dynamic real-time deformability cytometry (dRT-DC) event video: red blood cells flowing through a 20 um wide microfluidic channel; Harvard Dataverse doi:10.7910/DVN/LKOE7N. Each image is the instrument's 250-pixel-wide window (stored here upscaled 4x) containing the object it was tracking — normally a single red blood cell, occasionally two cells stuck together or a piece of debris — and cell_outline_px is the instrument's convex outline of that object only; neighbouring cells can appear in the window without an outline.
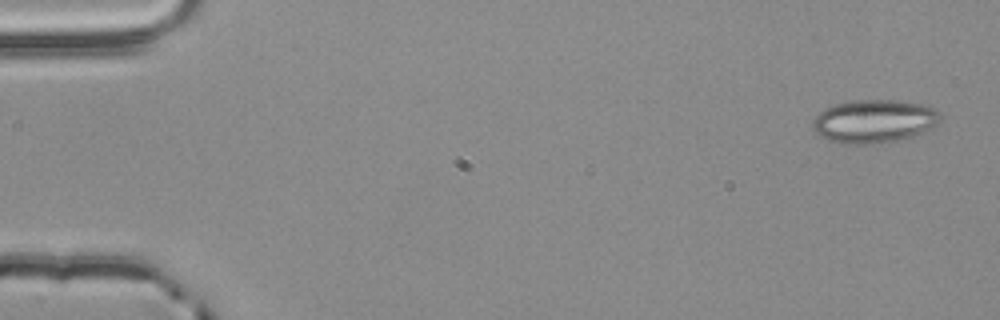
{"species": "common noctule bat (a hibernating species)", "species_latin": "Nyctalus noctula", "temperature_condition": "room temperature", "stored_images_in_passage": 4, "camera_frame_rate_fps": 3000, "um_per_image_px": 0.085, "animal": {"sex": "male", "body_mass_g": 20.4}, "frame": {"image": 1, "passage_image": 1, "time_ms": 0.0, "image_size_px": [1000, 320], "cell_outline_px": [[940, 120], [932, 128], [912, 136], [900, 140], [872, 144], [844, 144], [828, 140], [820, 136], [812, 128], [812, 120], [824, 108], [832, 104], [852, 100], [900, 100], [924, 104], [936, 108], [940, 112]], "centroid_in_image_um": [74.29, 10.29], "position_along_channel_um": 10.7, "area_um2": 32.6}}
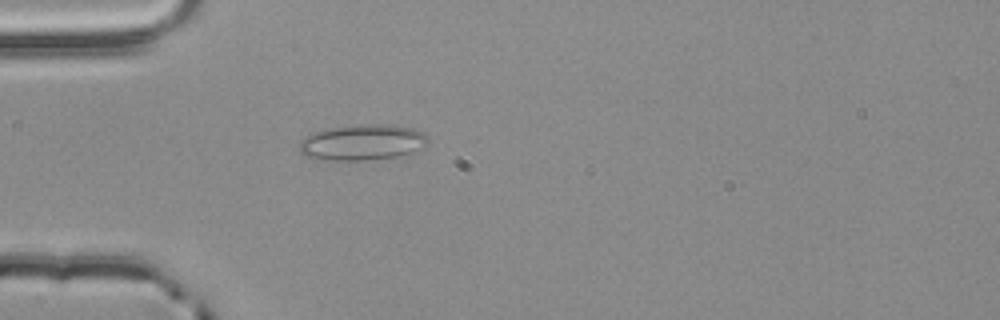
{"frame": {"image": 2, "passage_image": 4, "time_ms": 1.0, "image_size_px": [1000, 320], "cell_outline_px": [[428, 148], [400, 156], [364, 160], [312, 160], [304, 156], [300, 152], [300, 140], [304, 136], [328, 128], [360, 124], [396, 124], [412, 128], [424, 132], [428, 136]], "centroid_in_image_um": [30.85, 12.1], "position_along_channel_um": 54.2, "area_um2": 27.57}}